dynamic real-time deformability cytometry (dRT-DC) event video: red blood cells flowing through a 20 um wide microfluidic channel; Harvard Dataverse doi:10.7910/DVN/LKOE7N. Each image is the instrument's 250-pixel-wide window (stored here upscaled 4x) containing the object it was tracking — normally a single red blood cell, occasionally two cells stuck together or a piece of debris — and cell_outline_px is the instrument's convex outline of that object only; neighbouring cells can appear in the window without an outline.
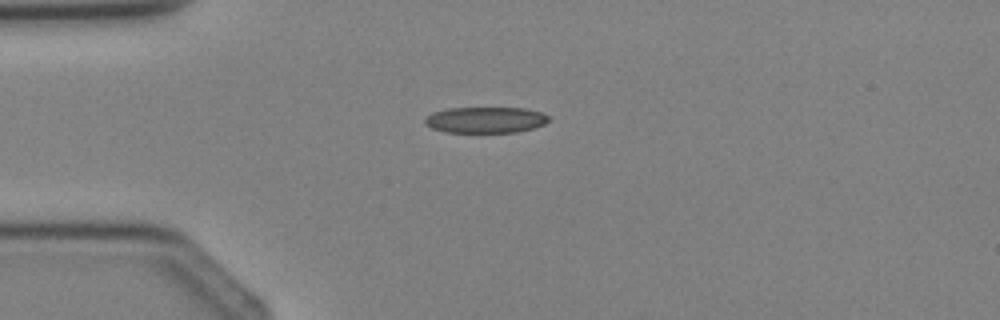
{"species": "Egyptian fruit bat (a non-hibernating species)", "species_latin": "Rousettus aegyptiacus", "temperature_condition": "cold", "stored_images_in_passage": 2, "camera_frame_rate_fps": 3000, "um_per_image_px": 0.085, "animal": {"sex": "female"}, "frame": {"image": 1, "passage_image": 2, "time_ms": 1.333, "image_size_px": [1000, 320], "cell_outline_px": [[548, 120], [544, 124], [532, 128], [516, 132], [444, 132], [432, 128], [424, 124], [424, 120], [432, 112], [448, 108], [524, 108], [544, 112], [548, 116]], "centroid_in_image_um": [41.26, 10.18], "position_along_channel_um": 43.7, "area_um2": 18.79}}